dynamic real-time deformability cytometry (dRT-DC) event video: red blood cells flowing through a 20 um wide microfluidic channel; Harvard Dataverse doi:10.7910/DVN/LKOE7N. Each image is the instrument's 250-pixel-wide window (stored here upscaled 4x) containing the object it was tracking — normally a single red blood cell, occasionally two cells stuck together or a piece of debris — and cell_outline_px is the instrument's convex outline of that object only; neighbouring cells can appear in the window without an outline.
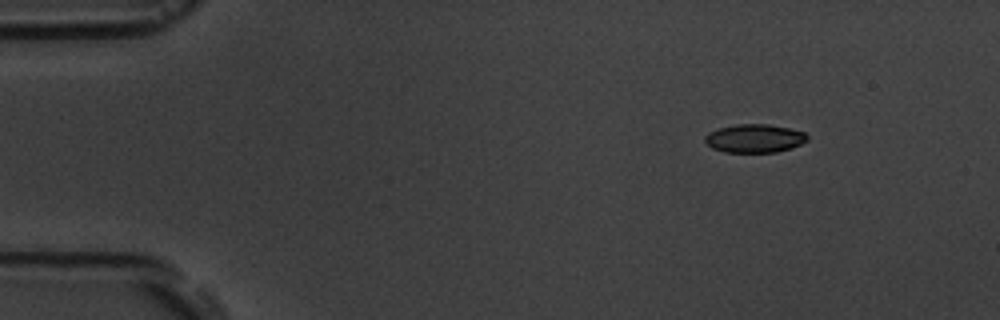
{"species": "common noctule bat (a hibernating species)", "species_latin": "Nyctalus noctula", "temperature_condition": "room temperature", "stored_images_in_passage": 15, "camera_frame_rate_fps": 3000, "um_per_image_px": 0.085, "animal": {"sex": "male", "body_mass_g": 19.5, "forearm_length_mm": 54.6}, "frame": {"image": 1, "passage_image": 1, "time_ms": 0.0, "image_size_px": [1000, 320], "cell_outline_px": [[808, 140], [792, 148], [776, 152], [724, 152], [712, 148], [704, 140], [704, 136], [708, 132], [720, 128], [736, 124], [768, 124], [788, 128], [804, 132], [808, 136]], "centroid_in_image_um": [64.13, 11.76], "position_along_channel_um": 20.9, "area_um2": 16.94}}
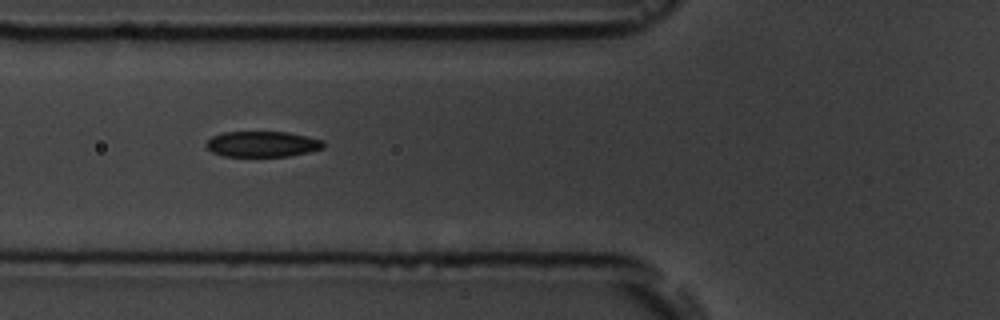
{"frame": {"image": 2, "passage_image": 5, "time_ms": 4.667, "image_size_px": [1000, 320], "cell_outline_px": [[324, 148], [308, 152], [288, 156], [224, 156], [212, 152], [204, 144], [212, 136], [224, 132], [288, 132], [324, 140]], "centroid_in_image_um": [22.3, 12.24], "position_along_channel_um": 103.5, "area_um2": 17.51}}
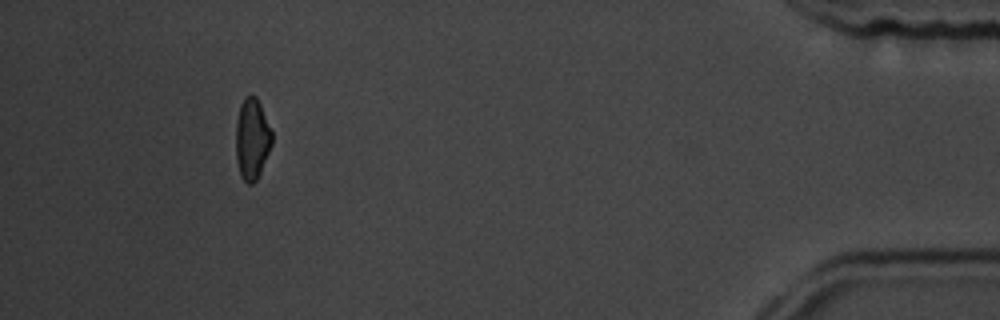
{"frame": {"image": 3, "passage_image": 14, "time_ms": 15.0, "image_size_px": [1000, 320], "cell_outline_px": [[272, 144], [260, 172], [256, 180], [252, 184], [248, 184], [240, 176], [236, 160], [236, 120], [240, 104], [244, 96], [256, 96], [260, 104], [272, 132]], "centroid_in_image_um": [21.4, 11.81], "position_along_channel_um": 413.8, "area_um2": 17.05}, "authors_computed_cell_mechanics": {"area_um2": 18.1492, "velocity_mm_per_s": 3.6385, "shape_relaxation_time_tau1_ms": 2.9893, "shape_relaxation_time_tau2_ms": 2.9181, "deformation_change_tau1": 0.1211, "deformation_change_tau2": 0.0843}}